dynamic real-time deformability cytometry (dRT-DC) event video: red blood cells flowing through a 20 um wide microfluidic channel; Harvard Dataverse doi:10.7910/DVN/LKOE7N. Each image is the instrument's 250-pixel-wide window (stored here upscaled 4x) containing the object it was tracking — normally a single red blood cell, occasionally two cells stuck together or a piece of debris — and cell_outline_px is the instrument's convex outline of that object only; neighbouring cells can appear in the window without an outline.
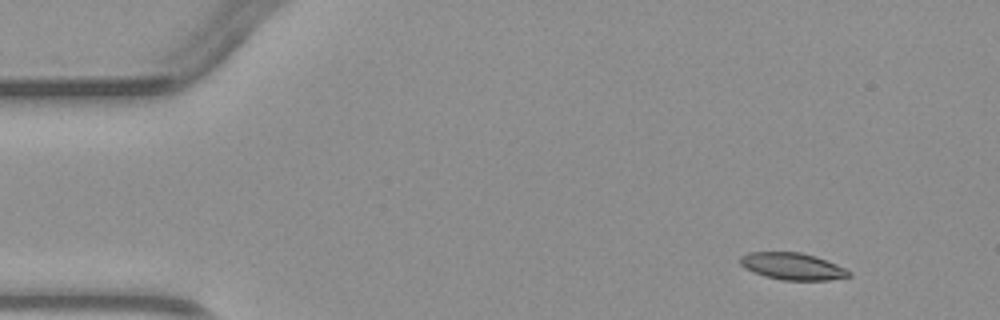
{"species": "common noctule bat (a hibernating species)", "species_latin": "Nyctalus noctula", "temperature_condition": "warm", "stored_images_in_passage": 4, "camera_frame_rate_fps": 3000, "um_per_image_px": 0.085, "animal": {"sex": "male", "body_mass_g": 23.1, "forearm_length_mm": 52.7}, "frame": {"image": 1, "passage_image": 1, "time_ms": 0.0, "image_size_px": [1000, 320], "cell_outline_px": [[852, 276], [828, 280], [780, 280], [764, 276], [752, 272], [744, 268], [740, 264], [740, 256], [748, 252], [800, 252], [816, 256], [836, 264], [852, 272]], "centroid_in_image_um": [67.34, 22.64], "position_along_channel_um": 17.7, "area_um2": 17.22}}
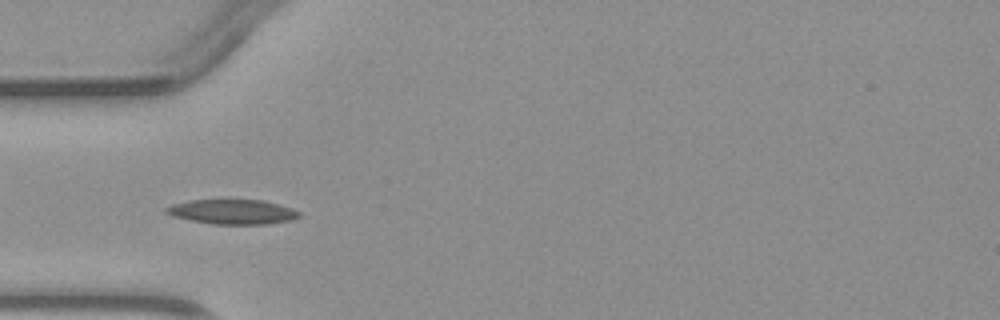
{"frame": {"image": 2, "passage_image": 4, "time_ms": 3.333, "image_size_px": [1000, 320], "cell_outline_px": [[300, 216], [292, 220], [268, 224], [212, 224], [172, 216], [164, 212], [164, 208], [172, 204], [188, 200], [264, 200], [292, 208], [300, 212]], "centroid_in_image_um": [19.75, 18.0], "position_along_channel_um": 65.2, "area_um2": 19.19}}